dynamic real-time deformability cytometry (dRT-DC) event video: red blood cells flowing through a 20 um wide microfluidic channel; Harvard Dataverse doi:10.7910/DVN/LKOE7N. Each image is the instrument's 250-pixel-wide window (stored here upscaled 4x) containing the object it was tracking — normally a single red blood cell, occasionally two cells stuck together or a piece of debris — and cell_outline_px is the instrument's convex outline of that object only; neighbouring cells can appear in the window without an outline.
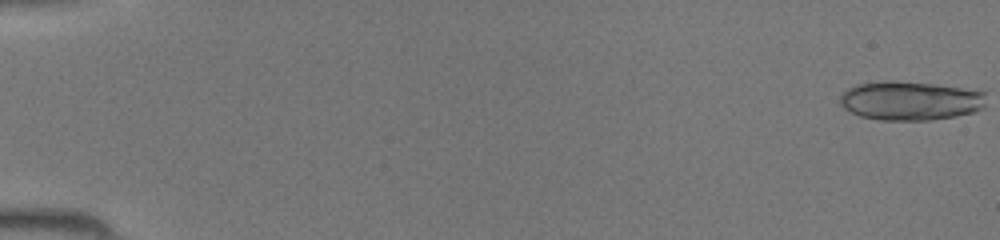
{"species": "common noctule bat (a hibernating species)", "species_latin": "Nyctalus noctula", "temperature_condition": "room temperature", "stored_images_in_passage": 17, "camera_frame_rate_fps": 3000, "um_per_image_px": 0.085, "animal": {"sex": "female", "body_mass_g": 19.5, "forearm_length_mm": 54.1}, "frame": {"image": 1, "passage_image": 1, "time_ms": 0.0, "image_size_px": [1000, 240], "cell_outline_px": [[984, 108], [976, 112], [956, 116], [932, 120], [876, 120], [860, 116], [844, 108], [840, 104], [840, 96], [848, 88], [856, 84], [892, 80], [932, 84], [960, 88], [984, 92]], "centroid_in_image_um": [77.35, 8.57], "position_along_channel_um": 7.6, "area_um2": 33.18}}